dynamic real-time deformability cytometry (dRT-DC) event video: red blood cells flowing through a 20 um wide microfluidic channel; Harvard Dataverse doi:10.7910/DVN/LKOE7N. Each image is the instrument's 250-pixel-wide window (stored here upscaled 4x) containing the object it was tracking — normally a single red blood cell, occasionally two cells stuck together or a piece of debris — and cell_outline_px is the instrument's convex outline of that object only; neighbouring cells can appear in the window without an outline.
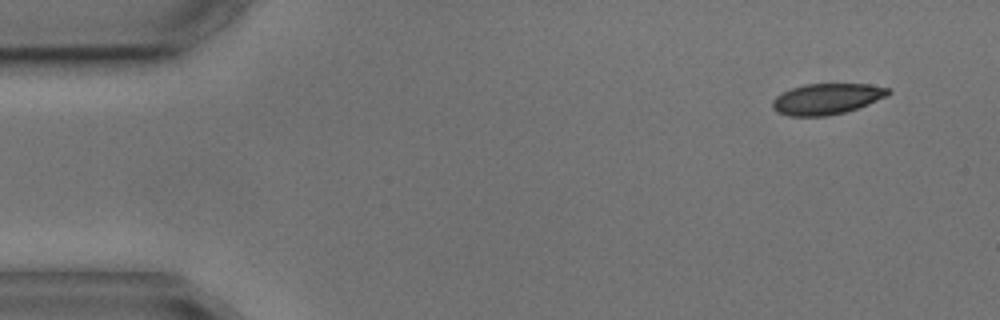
{"species": "common noctule bat (a hibernating species)", "species_latin": "Nyctalus noctula", "temperature_condition": "cold", "stored_images_in_passage": 5, "camera_frame_rate_fps": 3000, "um_per_image_px": 0.085, "animal": {"sex": "male", "body_mass_g": 17.9, "forearm_length_mm": 54.2}, "frame": {"image": 1, "passage_image": 1, "time_ms": 0.0, "image_size_px": [1000, 320], "cell_outline_px": [[892, 92], [888, 96], [868, 104], [844, 112], [828, 116], [788, 116], [776, 112], [772, 108], [772, 100], [776, 96], [792, 88], [804, 84], [868, 84], [892, 88]], "centroid_in_image_um": [70.29, 8.4], "position_along_channel_um": 14.7, "area_um2": 20.98}}
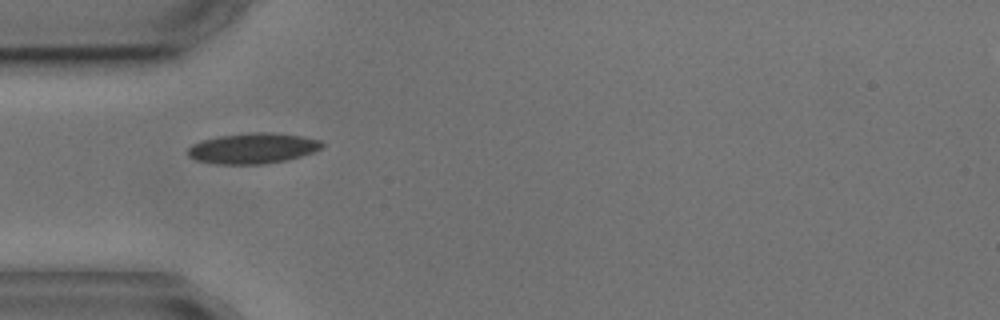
{"frame": {"image": 2, "passage_image": 4, "time_ms": 4.0, "image_size_px": [1000, 320], "cell_outline_px": [[324, 144], [320, 148], [312, 152], [288, 160], [264, 164], [216, 164], [196, 160], [188, 156], [188, 148], [192, 144], [204, 140], [220, 136], [248, 132], [268, 132], [300, 136], [320, 140]], "centroid_in_image_um": [21.47, 12.61], "position_along_channel_um": 63.5, "area_um2": 23.76}}